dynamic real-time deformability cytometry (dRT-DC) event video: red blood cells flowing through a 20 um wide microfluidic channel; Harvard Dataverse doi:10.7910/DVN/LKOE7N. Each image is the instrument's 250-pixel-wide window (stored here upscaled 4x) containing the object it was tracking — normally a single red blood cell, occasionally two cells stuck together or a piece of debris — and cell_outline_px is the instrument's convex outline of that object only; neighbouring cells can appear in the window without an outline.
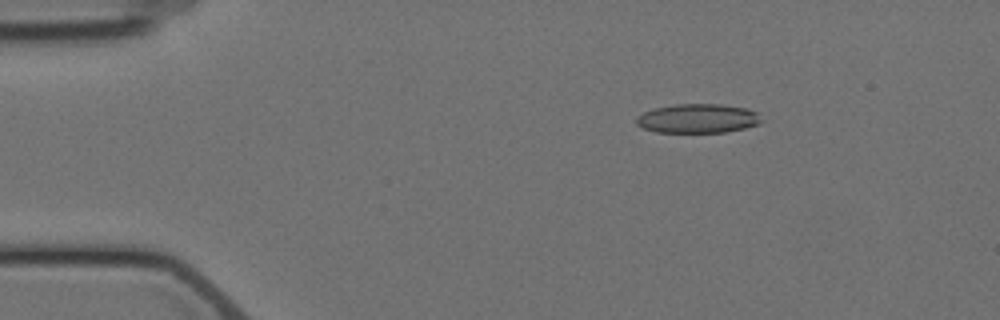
{"species": "Egyptian fruit bat (a non-hibernating species)", "species_latin": "Rousettus aegyptiacus", "temperature_condition": "cold", "stored_images_in_passage": 6, "camera_frame_rate_fps": 3000, "um_per_image_px": 0.085, "animal": {"sex": "female"}, "frame": {"image": 1, "passage_image": 3, "time_ms": 2.333, "image_size_px": [1000, 320], "cell_outline_px": [[764, 120], [760, 124], [744, 128], [724, 132], [656, 132], [640, 128], [636, 124], [636, 116], [644, 112], [656, 108], [676, 104], [720, 104], [748, 108], [756, 112]], "centroid_in_image_um": [59.32, 10.07], "position_along_channel_um": 25.7, "area_um2": 21.39}}
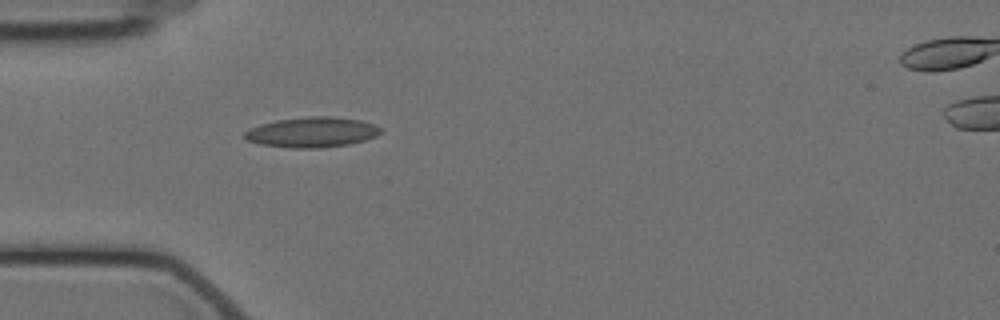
{"frame": {"image": 2, "passage_image": 5, "time_ms": 5.0, "image_size_px": [1000, 320], "cell_outline_px": [[384, 132], [376, 136], [364, 140], [348, 144], [320, 148], [292, 148], [260, 144], [248, 140], [244, 136], [244, 132], [260, 124], [276, 120], [308, 116], [332, 116], [360, 120], [372, 124], [380, 128]], "centroid_in_image_um": [26.53, 11.23], "position_along_channel_um": 58.5, "area_um2": 23.87}}